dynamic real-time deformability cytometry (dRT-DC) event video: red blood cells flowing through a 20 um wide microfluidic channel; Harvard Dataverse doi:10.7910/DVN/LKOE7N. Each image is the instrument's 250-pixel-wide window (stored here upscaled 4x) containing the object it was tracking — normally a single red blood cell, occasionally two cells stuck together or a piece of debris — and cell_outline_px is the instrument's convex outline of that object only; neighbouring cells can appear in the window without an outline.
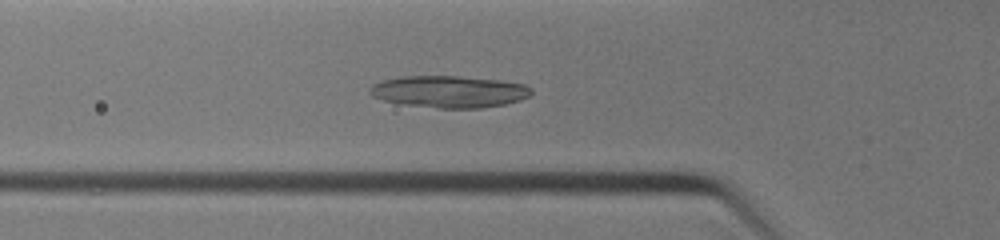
{"species": "common noctule bat (a hibernating species)", "species_latin": "Nyctalus noctula", "temperature_condition": "warm", "stored_images_in_passage": 29, "camera_frame_rate_fps": 3000, "um_per_image_px": 0.085, "animal": {"sex": "female", "body_mass_g": 19.0, "forearm_length_mm": 51.5}, "frame": {"image": 1, "passage_image": 3, "time_ms": 0.667, "image_size_px": [1000, 240], "cell_outline_px": [[532, 92], [528, 96], [520, 100], [504, 104], [480, 108], [440, 108], [404, 104], [384, 100], [372, 96], [368, 92], [368, 88], [372, 84], [380, 80], [400, 76], [460, 76], [500, 80], [524, 84], [532, 88]], "centroid_in_image_um": [38.14, 7.78], "position_along_channel_um": 87.7, "area_um2": 30.11}}
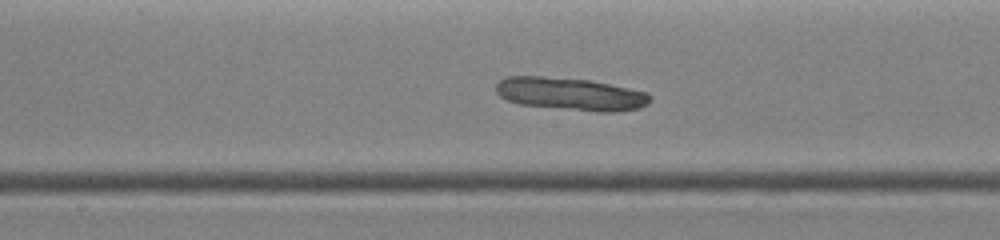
{"frame": {"image": 2, "passage_image": 10, "time_ms": 3.0, "image_size_px": [1000, 240], "cell_outline_px": [[652, 100], [648, 104], [640, 108], [616, 112], [600, 112], [520, 104], [508, 100], [500, 96], [496, 92], [496, 84], [500, 80], [508, 76], [544, 76], [592, 80], [648, 92], [652, 96]], "centroid_in_image_um": [48.55, 7.98], "position_along_channel_um": 199.6, "area_um2": 29.54}}
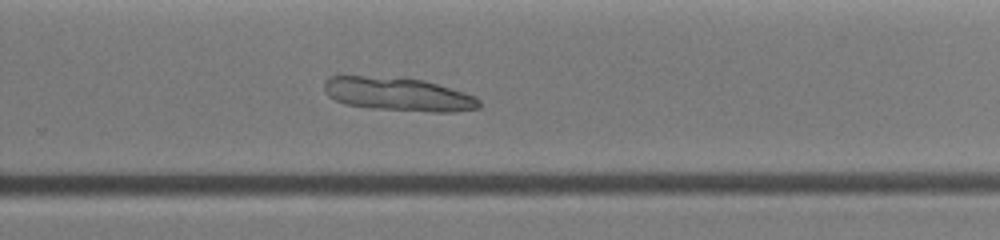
{"frame": {"image": 3, "passage_image": 16, "time_ms": 5.0, "image_size_px": [1000, 240], "cell_outline_px": [[480, 108], [456, 112], [432, 112], [372, 108], [344, 104], [328, 96], [324, 88], [324, 80], [328, 76], [364, 76], [424, 80], [464, 92], [476, 96], [480, 100]], "centroid_in_image_um": [33.86, 8.02], "position_along_channel_um": 295.9, "area_um2": 30.17}}